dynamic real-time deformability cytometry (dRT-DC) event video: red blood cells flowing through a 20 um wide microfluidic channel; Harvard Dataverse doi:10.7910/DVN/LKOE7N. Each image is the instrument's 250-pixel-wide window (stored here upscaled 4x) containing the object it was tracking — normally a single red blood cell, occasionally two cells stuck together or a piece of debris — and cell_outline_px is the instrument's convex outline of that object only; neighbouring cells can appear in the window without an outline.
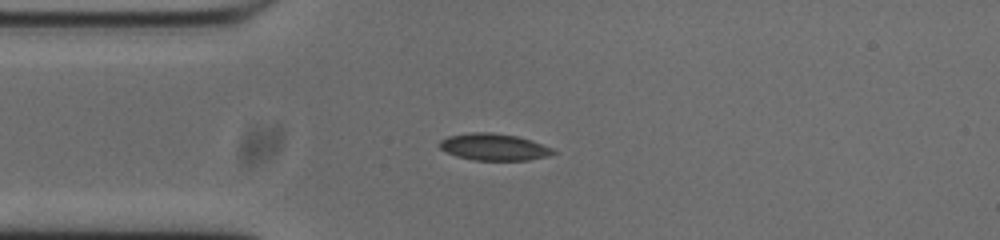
{"species": "common noctule bat (a hibernating species)", "species_latin": "Nyctalus noctula", "temperature_condition": "cold", "stored_images_in_passage": 42, "camera_frame_rate_fps": 3000, "um_per_image_px": 0.085, "animal": {"sex": "male", "body_mass_g": 20.0, "forearm_length_mm": 53.3}, "frame": {"image": 1, "passage_image": 1, "time_ms": 0.0, "image_size_px": [1000, 240], "cell_outline_px": [[556, 152], [548, 156], [528, 160], [472, 160], [456, 156], [440, 148], [440, 140], [448, 136], [472, 132], [492, 132], [516, 136], [532, 140], [552, 148]], "centroid_in_image_um": [41.99, 12.49], "position_along_channel_um": 43.0, "area_um2": 17.69}}
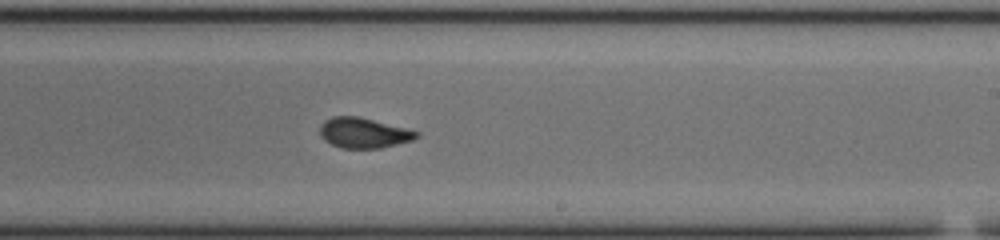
{"frame": {"image": 2, "passage_image": 19, "time_ms": 6.0, "image_size_px": [1000, 240], "cell_outline_px": [[420, 136], [412, 140], [380, 148], [340, 148], [324, 140], [320, 136], [320, 124], [324, 120], [332, 116], [360, 116], [420, 132]], "centroid_in_image_um": [30.89, 11.28], "position_along_channel_um": 258.1, "area_um2": 17.11}}
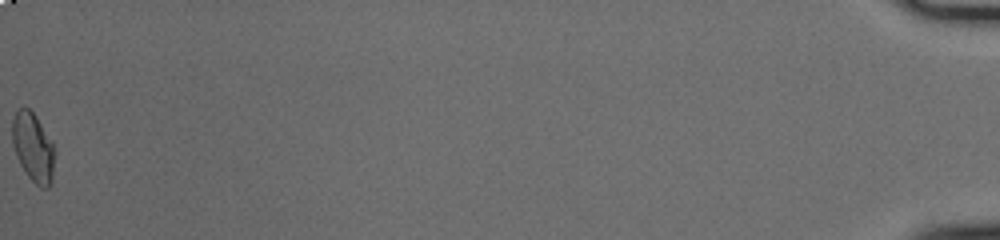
{"frame": {"image": 3, "passage_image": 42, "time_ms": 13.667, "image_size_px": [1000, 240], "cell_outline_px": [[56, 152], [52, 176], [48, 188], [40, 188], [28, 176], [20, 164], [16, 156], [12, 144], [12, 116], [16, 108], [28, 108], [36, 116], [52, 140]], "centroid_in_image_um": [2.81, 12.5], "position_along_channel_um": 432.4, "area_um2": 17.34}, "authors_computed_cell_mechanics": {"area_um2": 17.0799, "velocity_mm_per_s": 3.7787, "shape_relaxation_time_tau1_ms": null, "shape_relaxation_time_tau2_ms": 1.1385, "deformation_change_tau1": null, "deformation_change_tau2": 0.0643}}